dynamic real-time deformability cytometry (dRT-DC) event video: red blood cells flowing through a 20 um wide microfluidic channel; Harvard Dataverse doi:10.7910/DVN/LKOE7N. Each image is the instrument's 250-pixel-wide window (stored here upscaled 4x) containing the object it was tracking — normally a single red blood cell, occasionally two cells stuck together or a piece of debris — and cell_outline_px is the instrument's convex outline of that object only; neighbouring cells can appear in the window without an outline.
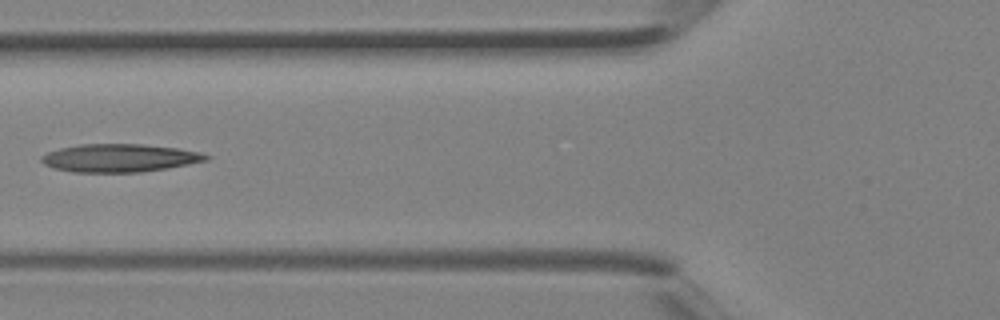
{"species": "Egyptian fruit bat (a non-hibernating species)", "species_latin": "Rousettus aegyptiacus", "temperature_condition": "room temperature", "stored_images_in_passage": 3, "camera_frame_rate_fps": 3000, "um_per_image_px": 0.085, "animal": {"sex": "female"}, "frame": {"image": 1, "passage_image": 3, "time_ms": 0.667, "image_size_px": [1000, 320], "cell_outline_px": [[212, 156], [208, 160], [188, 164], [140, 172], [72, 172], [52, 168], [44, 164], [40, 160], [40, 156], [48, 152], [60, 148], [80, 144], [140, 144], [176, 148], [200, 152]], "centroid_in_image_um": [10.12, 13.43], "position_along_channel_um": 115.7, "area_um2": 26.82}}